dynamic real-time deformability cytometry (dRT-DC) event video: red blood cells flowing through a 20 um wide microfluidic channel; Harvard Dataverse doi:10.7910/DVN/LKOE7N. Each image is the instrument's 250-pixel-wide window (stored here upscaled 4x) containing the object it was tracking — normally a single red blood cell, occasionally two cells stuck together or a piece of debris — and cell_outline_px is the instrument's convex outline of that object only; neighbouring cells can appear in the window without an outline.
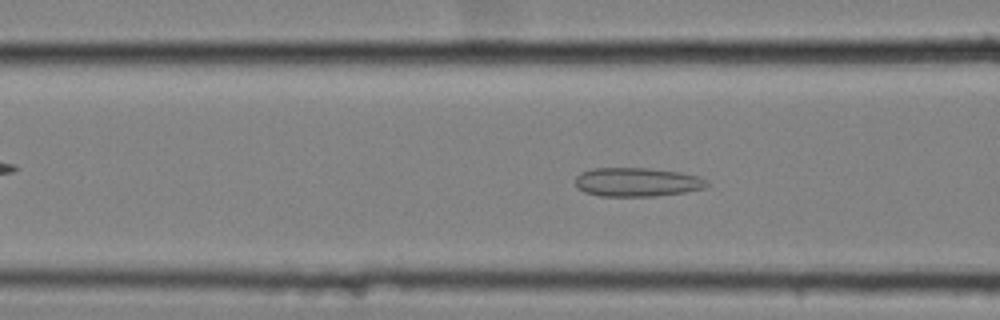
{"species": "common noctule bat (a hibernating species)", "species_latin": "Nyctalus noctula", "temperature_condition": "cold", "stored_images_in_passage": 57, "camera_frame_rate_fps": 3000, "um_per_image_px": 0.085, "animal": {"sex": "female", "body_mass_g": 25.1}, "frame": {"image": 1, "passage_image": 23, "time_ms": 7.333, "image_size_px": [1000, 320], "cell_outline_px": [[712, 184], [704, 188], [684, 192], [656, 196], [600, 196], [584, 192], [576, 188], [576, 176], [580, 172], [592, 168], [648, 168], [680, 172], [700, 176], [708, 180]], "centroid_in_image_um": [54.17, 15.47], "position_along_channel_um": 112.4, "area_um2": 22.43}}
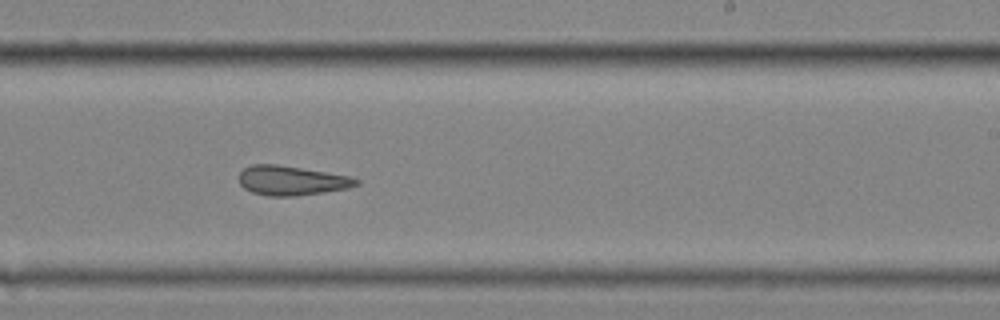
{"frame": {"image": 2, "passage_image": 36, "time_ms": 11.667, "image_size_px": [1000, 320], "cell_outline_px": [[360, 184], [348, 188], [324, 192], [296, 196], [268, 196], [252, 192], [244, 188], [240, 184], [240, 172], [244, 168], [252, 164], [276, 164], [348, 176], [360, 180]], "centroid_in_image_um": [24.77, 15.35], "position_along_channel_um": 264.2, "area_um2": 19.94}}
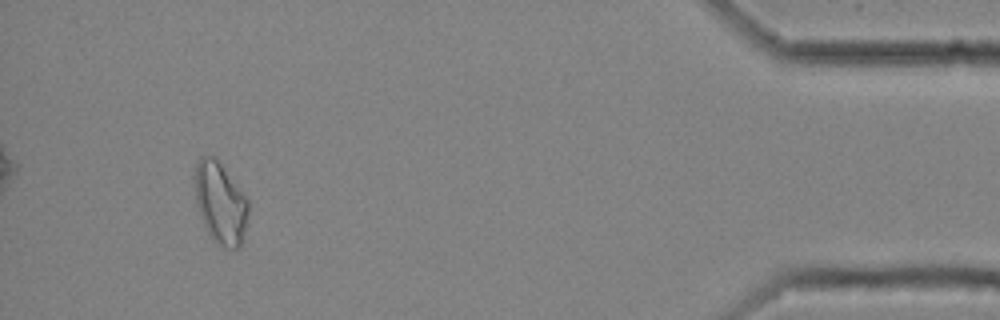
{"frame": {"image": 3, "passage_image": 54, "time_ms": 17.667, "image_size_px": [1000, 320], "cell_outline_px": [[248, 212], [244, 240], [240, 248], [224, 248], [216, 244], [208, 236], [200, 216], [196, 204], [192, 176], [196, 160], [200, 156], [216, 156], [248, 200]], "centroid_in_image_um": [18.69, 17.25], "position_along_channel_um": 416.5, "area_um2": 26.36}, "authors_computed_cell_mechanics": {"area_um2": 22.6576, "velocity_mm_per_s": 3.5057, "shape_relaxation_time_tau1_ms": null, "shape_relaxation_time_tau2_ms": 3.2156, "deformation_change_tau1": null, "deformation_change_tau2": 0.1016}}